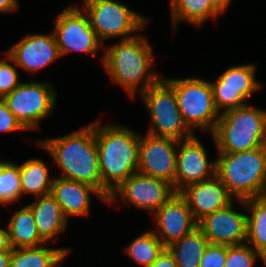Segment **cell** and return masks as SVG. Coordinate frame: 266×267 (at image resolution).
Here are the masks:
<instances>
[{
    "instance_id": "25",
    "label": "cell",
    "mask_w": 266,
    "mask_h": 267,
    "mask_svg": "<svg viewBox=\"0 0 266 267\" xmlns=\"http://www.w3.org/2000/svg\"><path fill=\"white\" fill-rule=\"evenodd\" d=\"M22 195L34 194L33 197L51 194L54 178H50L47 165L41 159H29L19 166Z\"/></svg>"
},
{
    "instance_id": "33",
    "label": "cell",
    "mask_w": 266,
    "mask_h": 267,
    "mask_svg": "<svg viewBox=\"0 0 266 267\" xmlns=\"http://www.w3.org/2000/svg\"><path fill=\"white\" fill-rule=\"evenodd\" d=\"M150 267H178L174 257L167 248L158 256L157 260Z\"/></svg>"
},
{
    "instance_id": "8",
    "label": "cell",
    "mask_w": 266,
    "mask_h": 267,
    "mask_svg": "<svg viewBox=\"0 0 266 267\" xmlns=\"http://www.w3.org/2000/svg\"><path fill=\"white\" fill-rule=\"evenodd\" d=\"M84 12L88 14L91 27L103 43L121 37L131 38L134 32L144 30L147 18L114 0H84Z\"/></svg>"
},
{
    "instance_id": "27",
    "label": "cell",
    "mask_w": 266,
    "mask_h": 267,
    "mask_svg": "<svg viewBox=\"0 0 266 267\" xmlns=\"http://www.w3.org/2000/svg\"><path fill=\"white\" fill-rule=\"evenodd\" d=\"M165 248L154 231L149 230L136 237L127 246L126 252L143 267H150Z\"/></svg>"
},
{
    "instance_id": "12",
    "label": "cell",
    "mask_w": 266,
    "mask_h": 267,
    "mask_svg": "<svg viewBox=\"0 0 266 267\" xmlns=\"http://www.w3.org/2000/svg\"><path fill=\"white\" fill-rule=\"evenodd\" d=\"M254 64L236 65L228 68L211 82L214 102L219 113L235 109L246 104L251 95L261 88L255 78Z\"/></svg>"
},
{
    "instance_id": "15",
    "label": "cell",
    "mask_w": 266,
    "mask_h": 267,
    "mask_svg": "<svg viewBox=\"0 0 266 267\" xmlns=\"http://www.w3.org/2000/svg\"><path fill=\"white\" fill-rule=\"evenodd\" d=\"M210 244L240 245L247 240V214L234 210L233 202L198 221Z\"/></svg>"
},
{
    "instance_id": "16",
    "label": "cell",
    "mask_w": 266,
    "mask_h": 267,
    "mask_svg": "<svg viewBox=\"0 0 266 267\" xmlns=\"http://www.w3.org/2000/svg\"><path fill=\"white\" fill-rule=\"evenodd\" d=\"M153 215L158 230L154 233L165 247L180 240L198 226L187 200L180 192H176Z\"/></svg>"
},
{
    "instance_id": "36",
    "label": "cell",
    "mask_w": 266,
    "mask_h": 267,
    "mask_svg": "<svg viewBox=\"0 0 266 267\" xmlns=\"http://www.w3.org/2000/svg\"><path fill=\"white\" fill-rule=\"evenodd\" d=\"M12 248L0 254V267H11Z\"/></svg>"
},
{
    "instance_id": "20",
    "label": "cell",
    "mask_w": 266,
    "mask_h": 267,
    "mask_svg": "<svg viewBox=\"0 0 266 267\" xmlns=\"http://www.w3.org/2000/svg\"><path fill=\"white\" fill-rule=\"evenodd\" d=\"M36 201L29 204L39 236L49 243L56 238L67 226V220L61 206L51 195L35 198Z\"/></svg>"
},
{
    "instance_id": "22",
    "label": "cell",
    "mask_w": 266,
    "mask_h": 267,
    "mask_svg": "<svg viewBox=\"0 0 266 267\" xmlns=\"http://www.w3.org/2000/svg\"><path fill=\"white\" fill-rule=\"evenodd\" d=\"M238 201L251 213L247 215L246 241L266 261V196Z\"/></svg>"
},
{
    "instance_id": "7",
    "label": "cell",
    "mask_w": 266,
    "mask_h": 267,
    "mask_svg": "<svg viewBox=\"0 0 266 267\" xmlns=\"http://www.w3.org/2000/svg\"><path fill=\"white\" fill-rule=\"evenodd\" d=\"M165 80L174 88L178 107L187 126L193 132L200 127L212 134L221 113L214 102L211 81L196 77Z\"/></svg>"
},
{
    "instance_id": "26",
    "label": "cell",
    "mask_w": 266,
    "mask_h": 267,
    "mask_svg": "<svg viewBox=\"0 0 266 267\" xmlns=\"http://www.w3.org/2000/svg\"><path fill=\"white\" fill-rule=\"evenodd\" d=\"M173 31L180 21H188L193 25L200 26L207 19H215L221 14L209 0H169Z\"/></svg>"
},
{
    "instance_id": "18",
    "label": "cell",
    "mask_w": 266,
    "mask_h": 267,
    "mask_svg": "<svg viewBox=\"0 0 266 267\" xmlns=\"http://www.w3.org/2000/svg\"><path fill=\"white\" fill-rule=\"evenodd\" d=\"M180 194L187 200L197 222L206 215L228 206L235 198L228 192L217 175L186 186L180 191Z\"/></svg>"
},
{
    "instance_id": "30",
    "label": "cell",
    "mask_w": 266,
    "mask_h": 267,
    "mask_svg": "<svg viewBox=\"0 0 266 267\" xmlns=\"http://www.w3.org/2000/svg\"><path fill=\"white\" fill-rule=\"evenodd\" d=\"M6 58L0 60V98L11 93L20 83L15 61L7 54ZM8 61V62H7ZM13 64H9V62Z\"/></svg>"
},
{
    "instance_id": "1",
    "label": "cell",
    "mask_w": 266,
    "mask_h": 267,
    "mask_svg": "<svg viewBox=\"0 0 266 267\" xmlns=\"http://www.w3.org/2000/svg\"><path fill=\"white\" fill-rule=\"evenodd\" d=\"M102 178V196L108 201L111 193L138 170L140 134L121 125L101 126L95 121Z\"/></svg>"
},
{
    "instance_id": "19",
    "label": "cell",
    "mask_w": 266,
    "mask_h": 267,
    "mask_svg": "<svg viewBox=\"0 0 266 267\" xmlns=\"http://www.w3.org/2000/svg\"><path fill=\"white\" fill-rule=\"evenodd\" d=\"M91 193L107 203L94 187L75 180L57 177L54 178L51 188V195L61 206L66 219L71 215L85 216L89 214Z\"/></svg>"
},
{
    "instance_id": "24",
    "label": "cell",
    "mask_w": 266,
    "mask_h": 267,
    "mask_svg": "<svg viewBox=\"0 0 266 267\" xmlns=\"http://www.w3.org/2000/svg\"><path fill=\"white\" fill-rule=\"evenodd\" d=\"M12 248L11 267H56L69 254L66 248Z\"/></svg>"
},
{
    "instance_id": "14",
    "label": "cell",
    "mask_w": 266,
    "mask_h": 267,
    "mask_svg": "<svg viewBox=\"0 0 266 267\" xmlns=\"http://www.w3.org/2000/svg\"><path fill=\"white\" fill-rule=\"evenodd\" d=\"M206 149L197 136L180 140L176 155L175 192L216 175L217 162L208 161Z\"/></svg>"
},
{
    "instance_id": "9",
    "label": "cell",
    "mask_w": 266,
    "mask_h": 267,
    "mask_svg": "<svg viewBox=\"0 0 266 267\" xmlns=\"http://www.w3.org/2000/svg\"><path fill=\"white\" fill-rule=\"evenodd\" d=\"M57 93L50 83H20L2 99L9 110L27 129L39 128V122L51 115L56 105Z\"/></svg>"
},
{
    "instance_id": "5",
    "label": "cell",
    "mask_w": 266,
    "mask_h": 267,
    "mask_svg": "<svg viewBox=\"0 0 266 267\" xmlns=\"http://www.w3.org/2000/svg\"><path fill=\"white\" fill-rule=\"evenodd\" d=\"M218 152L236 153L266 145V110L245 104L221 112L211 134Z\"/></svg>"
},
{
    "instance_id": "2",
    "label": "cell",
    "mask_w": 266,
    "mask_h": 267,
    "mask_svg": "<svg viewBox=\"0 0 266 267\" xmlns=\"http://www.w3.org/2000/svg\"><path fill=\"white\" fill-rule=\"evenodd\" d=\"M38 144L54 158L61 178L90 185L102 195L95 122L62 137L39 140Z\"/></svg>"
},
{
    "instance_id": "21",
    "label": "cell",
    "mask_w": 266,
    "mask_h": 267,
    "mask_svg": "<svg viewBox=\"0 0 266 267\" xmlns=\"http://www.w3.org/2000/svg\"><path fill=\"white\" fill-rule=\"evenodd\" d=\"M7 227L10 248L37 247L46 243L38 234L29 206L17 211L10 219Z\"/></svg>"
},
{
    "instance_id": "35",
    "label": "cell",
    "mask_w": 266,
    "mask_h": 267,
    "mask_svg": "<svg viewBox=\"0 0 266 267\" xmlns=\"http://www.w3.org/2000/svg\"><path fill=\"white\" fill-rule=\"evenodd\" d=\"M9 248L7 231L0 228V254L6 252Z\"/></svg>"
},
{
    "instance_id": "13",
    "label": "cell",
    "mask_w": 266,
    "mask_h": 267,
    "mask_svg": "<svg viewBox=\"0 0 266 267\" xmlns=\"http://www.w3.org/2000/svg\"><path fill=\"white\" fill-rule=\"evenodd\" d=\"M179 141L146 133L140 135L137 172L170 183L176 175V155Z\"/></svg>"
},
{
    "instance_id": "28",
    "label": "cell",
    "mask_w": 266,
    "mask_h": 267,
    "mask_svg": "<svg viewBox=\"0 0 266 267\" xmlns=\"http://www.w3.org/2000/svg\"><path fill=\"white\" fill-rule=\"evenodd\" d=\"M21 196L19 166L10 161H0V205L6 206Z\"/></svg>"
},
{
    "instance_id": "29",
    "label": "cell",
    "mask_w": 266,
    "mask_h": 267,
    "mask_svg": "<svg viewBox=\"0 0 266 267\" xmlns=\"http://www.w3.org/2000/svg\"><path fill=\"white\" fill-rule=\"evenodd\" d=\"M260 258L266 261L247 243L227 246V257L224 267H253Z\"/></svg>"
},
{
    "instance_id": "6",
    "label": "cell",
    "mask_w": 266,
    "mask_h": 267,
    "mask_svg": "<svg viewBox=\"0 0 266 267\" xmlns=\"http://www.w3.org/2000/svg\"><path fill=\"white\" fill-rule=\"evenodd\" d=\"M140 96L152 120L148 134L176 141L195 135L183 119L174 88L164 78H161Z\"/></svg>"
},
{
    "instance_id": "37",
    "label": "cell",
    "mask_w": 266,
    "mask_h": 267,
    "mask_svg": "<svg viewBox=\"0 0 266 267\" xmlns=\"http://www.w3.org/2000/svg\"><path fill=\"white\" fill-rule=\"evenodd\" d=\"M211 4L220 12H224L232 0H209Z\"/></svg>"
},
{
    "instance_id": "3",
    "label": "cell",
    "mask_w": 266,
    "mask_h": 267,
    "mask_svg": "<svg viewBox=\"0 0 266 267\" xmlns=\"http://www.w3.org/2000/svg\"><path fill=\"white\" fill-rule=\"evenodd\" d=\"M104 49L101 62L105 70L131 98L135 96L137 87H140L141 94L162 78L152 68L153 51L145 37L135 35Z\"/></svg>"
},
{
    "instance_id": "17",
    "label": "cell",
    "mask_w": 266,
    "mask_h": 267,
    "mask_svg": "<svg viewBox=\"0 0 266 267\" xmlns=\"http://www.w3.org/2000/svg\"><path fill=\"white\" fill-rule=\"evenodd\" d=\"M6 52L28 73H36L61 57L54 33L28 34Z\"/></svg>"
},
{
    "instance_id": "34",
    "label": "cell",
    "mask_w": 266,
    "mask_h": 267,
    "mask_svg": "<svg viewBox=\"0 0 266 267\" xmlns=\"http://www.w3.org/2000/svg\"><path fill=\"white\" fill-rule=\"evenodd\" d=\"M18 0H0V12L9 13L18 9Z\"/></svg>"
},
{
    "instance_id": "4",
    "label": "cell",
    "mask_w": 266,
    "mask_h": 267,
    "mask_svg": "<svg viewBox=\"0 0 266 267\" xmlns=\"http://www.w3.org/2000/svg\"><path fill=\"white\" fill-rule=\"evenodd\" d=\"M218 153L216 175L235 199L266 196V145L249 151Z\"/></svg>"
},
{
    "instance_id": "23",
    "label": "cell",
    "mask_w": 266,
    "mask_h": 267,
    "mask_svg": "<svg viewBox=\"0 0 266 267\" xmlns=\"http://www.w3.org/2000/svg\"><path fill=\"white\" fill-rule=\"evenodd\" d=\"M209 244V240L197 226L166 248L174 257L178 267H199L204 251Z\"/></svg>"
},
{
    "instance_id": "31",
    "label": "cell",
    "mask_w": 266,
    "mask_h": 267,
    "mask_svg": "<svg viewBox=\"0 0 266 267\" xmlns=\"http://www.w3.org/2000/svg\"><path fill=\"white\" fill-rule=\"evenodd\" d=\"M227 245L209 244L204 251L199 267H224Z\"/></svg>"
},
{
    "instance_id": "11",
    "label": "cell",
    "mask_w": 266,
    "mask_h": 267,
    "mask_svg": "<svg viewBox=\"0 0 266 267\" xmlns=\"http://www.w3.org/2000/svg\"><path fill=\"white\" fill-rule=\"evenodd\" d=\"M175 193L170 183L135 172L111 193L107 203L112 204L120 196L122 204L128 202L135 208L151 211L154 214Z\"/></svg>"
},
{
    "instance_id": "10",
    "label": "cell",
    "mask_w": 266,
    "mask_h": 267,
    "mask_svg": "<svg viewBox=\"0 0 266 267\" xmlns=\"http://www.w3.org/2000/svg\"><path fill=\"white\" fill-rule=\"evenodd\" d=\"M83 11V12H82ZM54 36L60 56L71 51L96 55L102 42L91 27L88 14L78 6L65 8L54 21Z\"/></svg>"
},
{
    "instance_id": "32",
    "label": "cell",
    "mask_w": 266,
    "mask_h": 267,
    "mask_svg": "<svg viewBox=\"0 0 266 267\" xmlns=\"http://www.w3.org/2000/svg\"><path fill=\"white\" fill-rule=\"evenodd\" d=\"M27 130L9 110L7 104L0 98V132Z\"/></svg>"
}]
</instances>
